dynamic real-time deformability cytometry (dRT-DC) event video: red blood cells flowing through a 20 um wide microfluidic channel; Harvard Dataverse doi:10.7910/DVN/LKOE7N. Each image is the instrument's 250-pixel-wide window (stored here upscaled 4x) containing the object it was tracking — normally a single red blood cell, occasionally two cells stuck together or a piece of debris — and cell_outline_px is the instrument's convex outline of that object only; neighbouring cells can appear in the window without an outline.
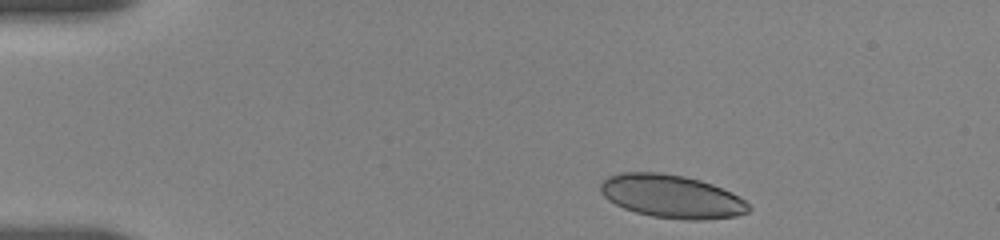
{"species": "human", "species_latin": "Homo sapiens", "temperature_condition": "room temperature", "stored_images_in_passage": 21, "camera_frame_rate_fps": 3000, "um_per_image_px": 0.085, "donor": {"sex": "female"}, "frame": {"image": 1, "passage_image": 1, "time_ms": 0.0, "image_size_px": [1000, 240], "cell_outline_px": [[752, 208], [748, 212], [736, 216], [704, 220], [684, 220], [652, 216], [636, 212], [624, 208], [608, 200], [600, 192], [600, 184], [608, 176], [620, 172], [660, 172], [684, 176], [700, 180], [712, 184], [732, 192], [744, 200]], "centroid_in_image_um": [57.09, 16.69], "position_along_channel_um": 27.9, "area_um2": 37.4}}
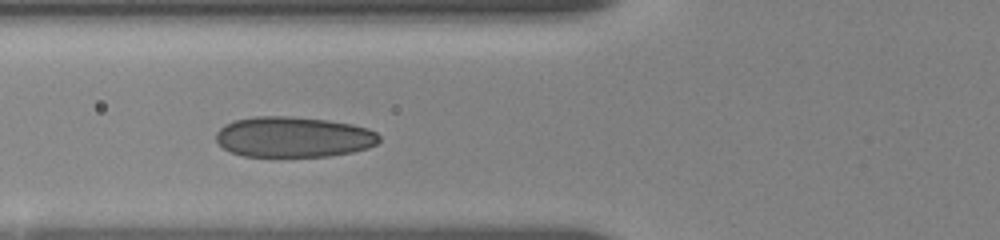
{"frame": {"image": 2, "passage_image": 11, "time_ms": 4.0, "image_size_px": [1000, 240], "cell_outline_px": [[380, 140], [376, 144], [368, 148], [352, 152], [328, 156], [244, 156], [232, 152], [224, 148], [216, 140], [216, 132], [224, 124], [232, 120], [252, 116], [288, 116], [328, 120], [352, 124], [368, 128], [376, 132], [380, 136]], "centroid_in_image_um": [24.94, 11.63], "position_along_channel_um": 100.9, "area_um2": 38.73}}
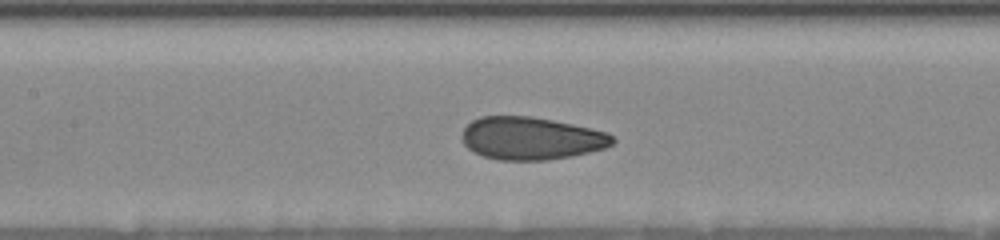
{"frame": {"image": 3, "passage_image": 17, "time_ms": 5.667, "image_size_px": [1000, 240], "cell_outline_px": [[616, 140], [612, 144], [604, 148], [572, 156], [548, 160], [500, 160], [484, 156], [472, 152], [464, 144], [464, 128], [472, 120], [480, 116], [532, 116], [572, 124], [608, 132]], "centroid_in_image_um": [45.15, 11.76], "position_along_channel_um": 162.2, "area_um2": 37.34}}